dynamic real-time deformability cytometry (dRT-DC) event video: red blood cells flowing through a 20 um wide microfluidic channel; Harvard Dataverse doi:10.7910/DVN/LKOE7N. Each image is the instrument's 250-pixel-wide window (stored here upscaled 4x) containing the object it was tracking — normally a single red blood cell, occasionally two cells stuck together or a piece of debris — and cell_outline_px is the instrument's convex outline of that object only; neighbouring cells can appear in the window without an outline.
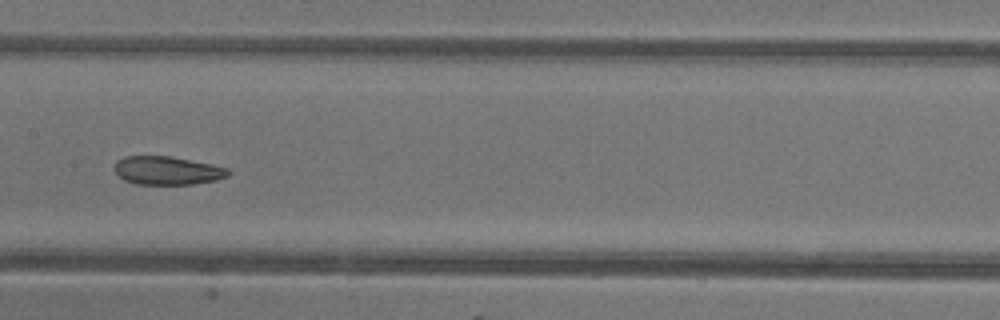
{"species": "common noctule bat (a hibernating species)", "species_latin": "Nyctalus noctula", "temperature_condition": "warm", "stored_images_in_passage": 33, "camera_frame_rate_fps": 3000, "um_per_image_px": 0.085, "animal": {"sex": "female"}, "frame": {"image": 1, "passage_image": 10, "time_ms": 3.0, "image_size_px": [1000, 320], "cell_outline_px": [[232, 172], [228, 176], [216, 180], [192, 184], [136, 184], [124, 180], [112, 168], [116, 160], [124, 156], [168, 156], [212, 164], [228, 168]], "centroid_in_image_um": [14.2, 14.49], "position_along_channel_um": 193.2, "area_um2": 18.9}}
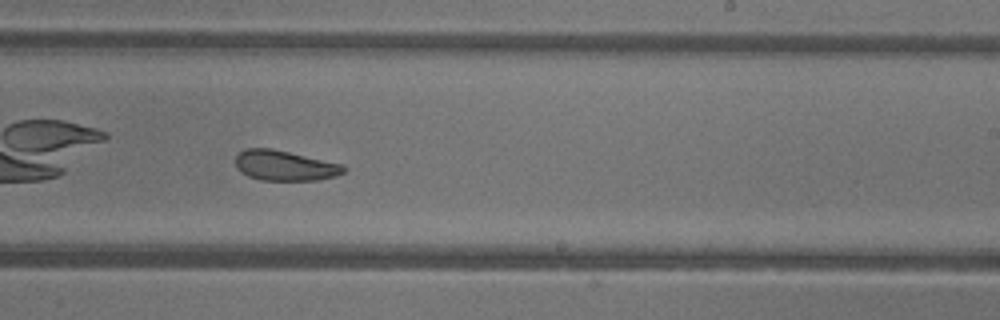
{"frame": {"image": 2, "passage_image": 15, "time_ms": 4.667, "image_size_px": [1000, 320], "cell_outline_px": [[348, 168], [344, 172], [336, 176], [320, 180], [260, 180], [248, 176], [240, 172], [236, 168], [236, 156], [244, 148], [272, 148], [344, 164]], "centroid_in_image_um": [24.23, 14.07], "position_along_channel_um": 264.8, "area_um2": 19.31}}
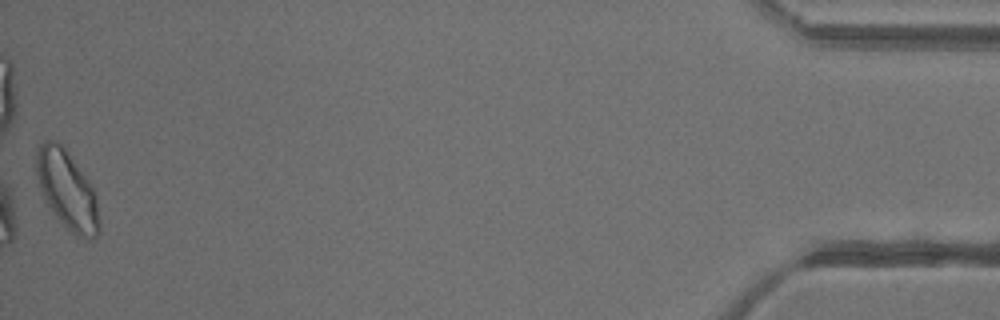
{"frame": {"image": 3, "passage_image": 33, "time_ms": 10.667, "image_size_px": [1000, 320], "cell_outline_px": [[100, 232], [92, 240], [84, 240], [72, 232], [56, 216], [44, 200], [36, 172], [36, 148], [44, 140], [56, 140], [64, 148], [88, 180], [96, 196], [100, 220]], "centroid_in_image_um": [5.71, 16.17], "position_along_channel_um": 429.5, "area_um2": 28.55}, "authors_computed_cell_mechanics": {"area_um2": 20.1722, "velocity_mm_per_s": 4.331, "shape_relaxation_time_tau1_ms": null, "shape_relaxation_time_tau2_ms": 2.3681, "deformation_change_tau1": null, "deformation_change_tau2": 0.0988}}